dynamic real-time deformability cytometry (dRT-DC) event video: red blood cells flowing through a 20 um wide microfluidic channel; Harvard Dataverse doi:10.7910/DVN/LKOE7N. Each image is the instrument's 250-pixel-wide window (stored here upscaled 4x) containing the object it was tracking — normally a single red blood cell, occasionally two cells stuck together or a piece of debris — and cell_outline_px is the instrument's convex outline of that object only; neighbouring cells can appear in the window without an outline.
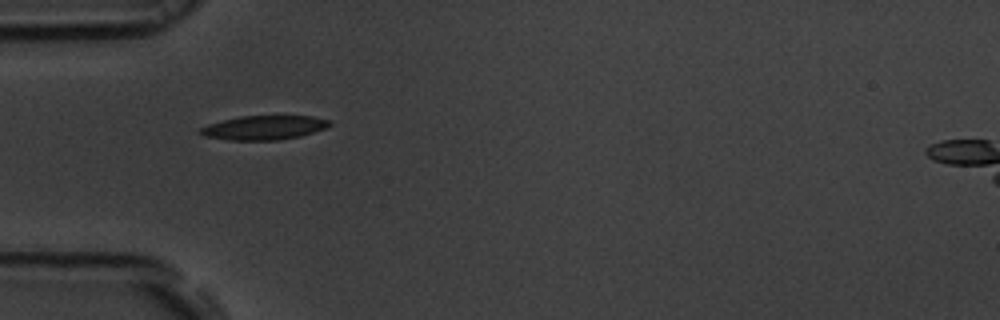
{"species": "common noctule bat (a hibernating species)", "species_latin": "Nyctalus noctula", "temperature_condition": "room temperature", "stored_images_in_passage": 37, "camera_frame_rate_fps": 3000, "um_per_image_px": 0.085, "animal": {"sex": "male", "body_mass_g": 19.5, "forearm_length_mm": 54.6}, "frame": {"image": 1, "passage_image": 1, "time_ms": 0.0, "image_size_px": [1000, 320], "cell_outline_px": [[332, 124], [324, 128], [300, 136], [276, 140], [228, 140], [204, 136], [196, 132], [200, 128], [208, 124], [240, 116], [312, 116], [328, 120]], "centroid_in_image_um": [22.38, 10.85], "position_along_channel_um": 62.6, "area_um2": 18.03}}
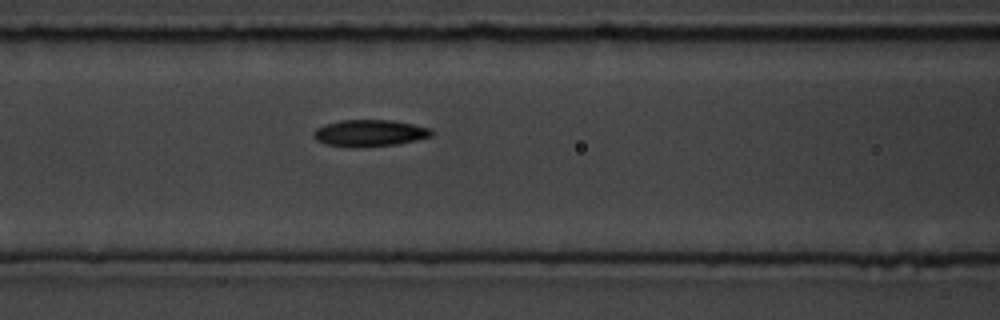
{"frame": {"image": 2, "passage_image": 7, "time_ms": 2.0, "image_size_px": [1000, 320], "cell_outline_px": [[432, 136], [416, 140], [396, 144], [364, 148], [348, 148], [328, 144], [316, 140], [312, 136], [312, 132], [316, 128], [324, 124], [340, 120], [392, 120], [432, 128]], "centroid_in_image_um": [31.38, 11.32], "position_along_channel_um": 135.2, "area_um2": 18.67}}
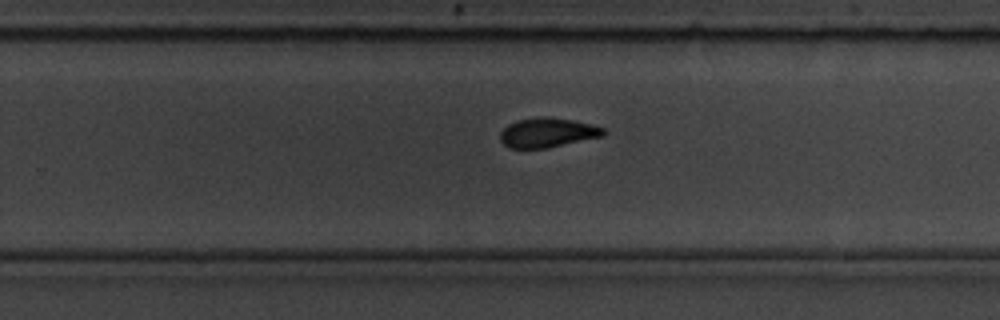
{"frame": {"image": 3, "passage_image": 19, "time_ms": 6.0, "image_size_px": [1000, 320], "cell_outline_px": [[604, 136], [548, 148], [508, 148], [500, 140], [500, 132], [508, 124], [516, 120], [540, 116], [544, 116], [572, 120], [592, 124], [604, 128]], "centroid_in_image_um": [46.52, 11.27], "position_along_channel_um": 283.3, "area_um2": 17.86}, "authors_computed_cell_mechanics": {"area_um2": 17.5712, "velocity_mm_per_s": 3.7162, "shape_relaxation_time_tau1_ms": 4.2961, "shape_relaxation_time_tau2_ms": 2.2111, "deformation_change_tau1": 0.1552, "deformation_change_tau2": 0.0553}}